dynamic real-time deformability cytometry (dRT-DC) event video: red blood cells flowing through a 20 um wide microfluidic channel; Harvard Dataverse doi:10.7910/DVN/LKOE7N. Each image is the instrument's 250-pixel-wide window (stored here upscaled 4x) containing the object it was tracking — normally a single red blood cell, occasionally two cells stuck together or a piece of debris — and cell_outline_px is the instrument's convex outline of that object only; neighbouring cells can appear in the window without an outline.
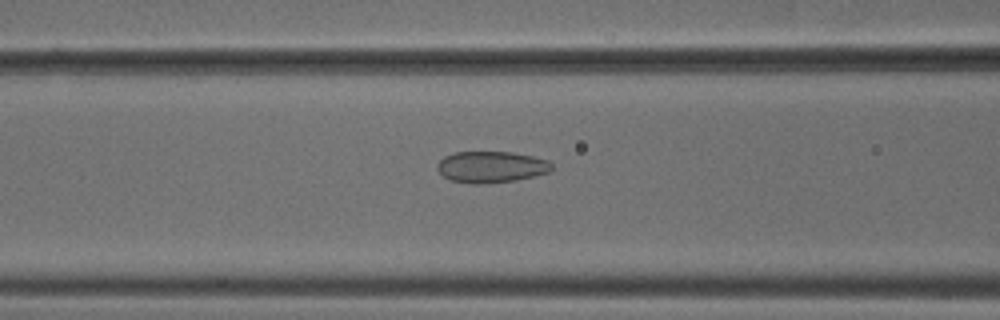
{"species": "common noctule bat (a hibernating species)", "species_latin": "Nyctalus noctula", "temperature_condition": "cold", "stored_images_in_passage": 53, "camera_frame_rate_fps": 3000, "um_per_image_px": 0.085, "animal": {"sex": "male", "body_mass_g": 18.8}, "frame": {"image": 1, "passage_image": 22, "time_ms": 7.0, "image_size_px": [1000, 320], "cell_outline_px": [[552, 168], [548, 172], [516, 180], [480, 184], [472, 184], [452, 180], [444, 176], [436, 168], [436, 164], [444, 156], [452, 152], [512, 152], [532, 156], [548, 160], [552, 164]], "centroid_in_image_um": [41.72, 14.18], "position_along_channel_um": 124.9, "area_um2": 20.87}}
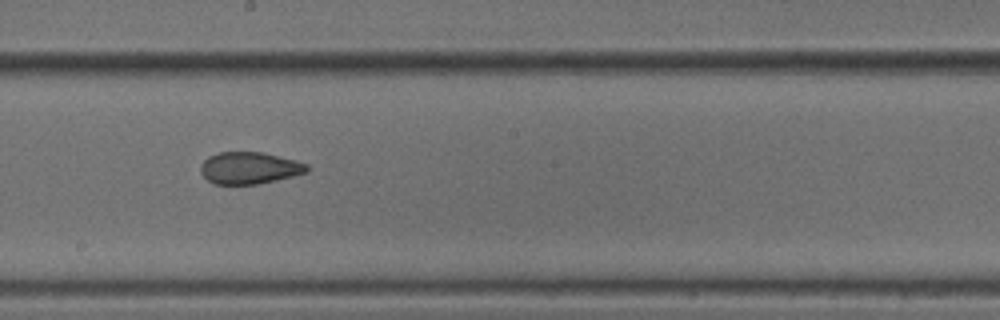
{"frame": {"image": 2, "passage_image": 30, "time_ms": 9.667, "image_size_px": [1000, 320], "cell_outline_px": [[308, 172], [276, 180], [256, 184], [212, 184], [200, 172], [200, 164], [208, 156], [220, 152], [264, 152], [296, 160], [308, 164]], "centroid_in_image_um": [21.19, 14.27], "position_along_channel_um": 227.0, "area_um2": 19.88}}
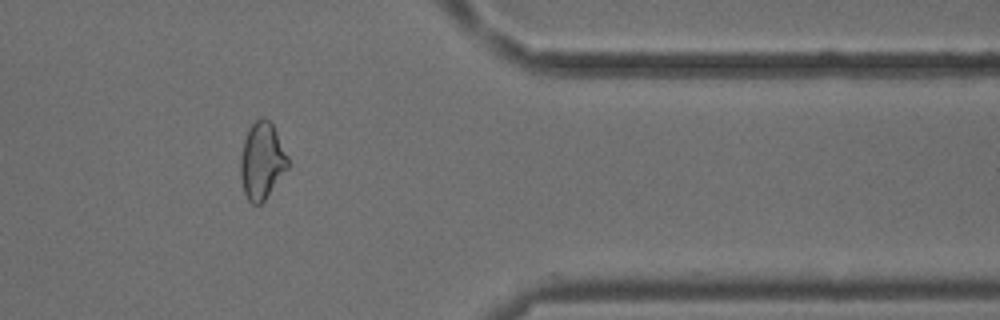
{"frame": {"image": 3, "passage_image": 44, "time_ms": 14.333, "image_size_px": [1000, 320], "cell_outline_px": [[288, 168], [264, 200], [260, 204], [252, 204], [248, 200], [244, 192], [240, 176], [240, 156], [244, 140], [248, 128], [256, 120], [264, 116], [272, 124], [288, 156]], "centroid_in_image_um": [22.24, 13.67], "position_along_channel_um": 389.2, "area_um2": 21.1}, "authors_computed_cell_mechanics": {"area_um2": 21.4438, "velocity_mm_per_s": 3.8233, "shape_relaxation_time_tau1_ms": null, "shape_relaxation_time_tau2_ms": 1.7101, "deformation_change_tau1": null, "deformation_change_tau2": 0.0696}}